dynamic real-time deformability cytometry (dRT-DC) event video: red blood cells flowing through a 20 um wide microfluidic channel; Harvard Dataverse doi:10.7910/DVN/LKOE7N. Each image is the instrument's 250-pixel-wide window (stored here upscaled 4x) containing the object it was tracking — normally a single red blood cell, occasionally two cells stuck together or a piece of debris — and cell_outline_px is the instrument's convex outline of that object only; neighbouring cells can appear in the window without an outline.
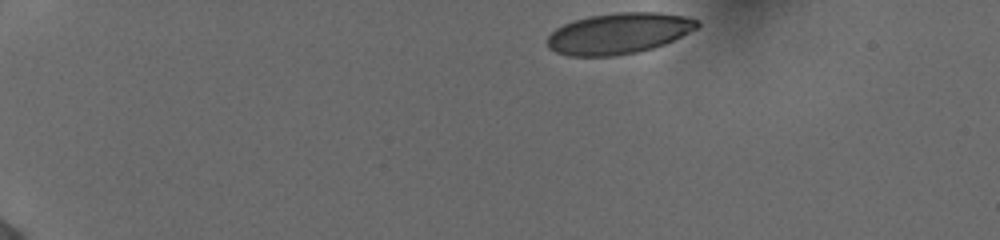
{"species": "human", "species_latin": "Homo sapiens", "temperature_condition": "cold", "stored_images_in_passage": 41, "camera_frame_rate_fps": 3000, "um_per_image_px": 0.085, "donor": {"sex": "female"}, "frame": {"image": 1, "passage_image": 1, "time_ms": 0.0, "image_size_px": [1000, 240], "cell_outline_px": [[700, 24], [696, 28], [664, 44], [652, 48], [636, 52], [612, 56], [568, 56], [556, 52], [548, 48], [548, 36], [556, 28], [564, 24], [588, 16], [616, 12], [656, 12], [680, 16], [696, 20]], "centroid_in_image_um": [52.53, 2.84], "position_along_channel_um": 32.5, "area_um2": 35.32}}
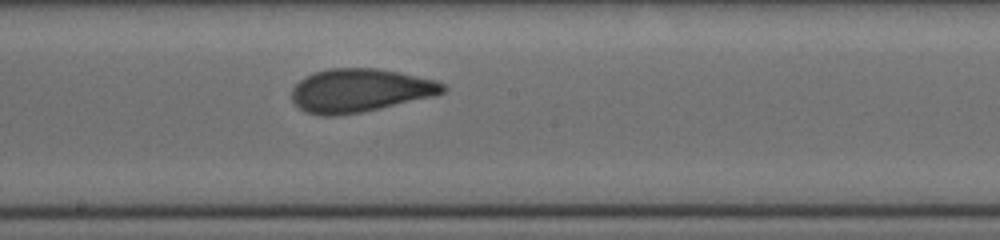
{"frame": {"image": 2, "passage_image": 23, "time_ms": 7.333, "image_size_px": [1000, 240], "cell_outline_px": [[448, 88], [444, 92], [432, 96], [380, 108], [360, 112], [336, 116], [320, 116], [304, 112], [292, 100], [292, 88], [304, 76], [328, 68], [376, 68], [436, 80], [444, 84]], "centroid_in_image_um": [30.55, 7.69], "position_along_channel_um": 217.6, "area_um2": 38.03}}
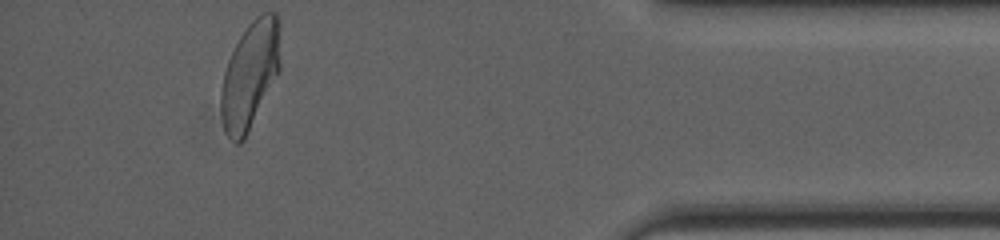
{"frame": {"image": 3, "passage_image": 41, "time_ms": 13.333, "image_size_px": [1000, 240], "cell_outline_px": [[280, 72], [244, 136], [236, 144], [224, 132], [220, 112], [220, 92], [224, 72], [228, 60], [240, 36], [248, 24], [260, 12], [276, 12], [280, 64]], "centroid_in_image_um": [21.22, 6.36], "position_along_channel_um": 414.0, "area_um2": 36.41}, "authors_computed_cell_mechanics": {"area_um2": 37.5122, "velocity_mm_per_s": 3.8998, "shape_relaxation_time_tau1_ms": 4.444, "shape_relaxation_time_tau2_ms": 0.9687, "deformation_change_tau1": 0.1644, "deformation_change_tau2": 0.0636}}